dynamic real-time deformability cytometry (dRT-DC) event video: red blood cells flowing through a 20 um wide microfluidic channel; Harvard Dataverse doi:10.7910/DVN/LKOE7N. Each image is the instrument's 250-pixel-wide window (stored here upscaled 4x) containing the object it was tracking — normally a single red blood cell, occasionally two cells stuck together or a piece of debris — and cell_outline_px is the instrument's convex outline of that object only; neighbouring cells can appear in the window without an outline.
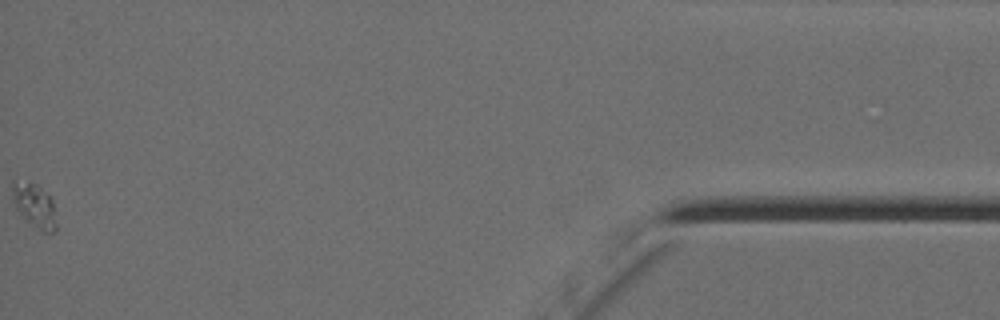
{"species": "Egyptian fruit bat (a non-hibernating species)", "species_latin": "Rousettus aegyptiacus", "temperature_condition": "cold", "stored_images_in_passage": 57, "camera_frame_rate_fps": 3000, "um_per_image_px": 0.085, "animal": {"sex": "female"}, "frame": {"image": 1, "passage_image": 57, "time_ms": 18.667, "image_size_px": [1000, 320], "cell_outline_px": [[56, 232], [44, 232], [28, 220], [16, 208], [12, 196], [12, 180], [28, 180], [36, 184], [48, 192], [52, 200], [56, 224]], "centroid_in_image_um": [2.93, 17.39], "position_along_channel_um": 432.3, "area_um2": 11.21}}